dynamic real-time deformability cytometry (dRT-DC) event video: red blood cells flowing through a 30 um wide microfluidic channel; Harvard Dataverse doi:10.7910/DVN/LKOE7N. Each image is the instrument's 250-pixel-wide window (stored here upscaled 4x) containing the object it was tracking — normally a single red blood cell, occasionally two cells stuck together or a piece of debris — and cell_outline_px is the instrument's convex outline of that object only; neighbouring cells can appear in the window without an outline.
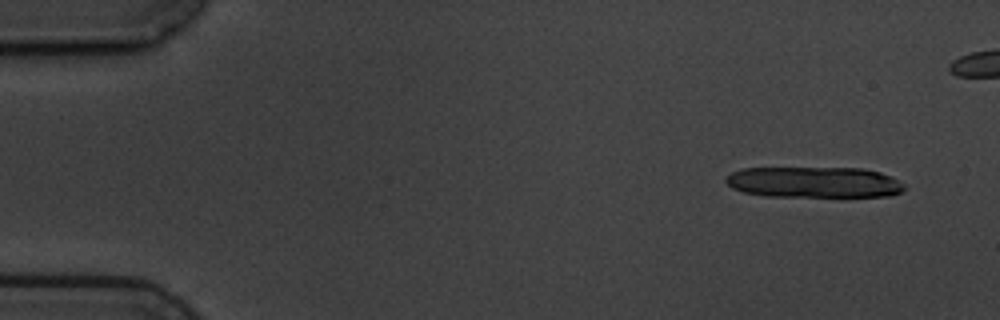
{"species": "common noctule bat (a hibernating species)", "species_latin": "Nyctalus noctula", "temperature_condition": "cold", "stored_images_in_passage": 7, "segment_of_instrument_passage": [1, 2], "camera_frame_rate_fps": 3000, "um_per_image_px": 0.085, "animal": {"sex": "male", "body_mass_g": 19.5, "forearm_length_mm": 54.6}, "frame": {"image": 1, "passage_image": 2, "time_ms": 1.0, "image_size_px": [1000, 320], "cell_outline_px": [[904, 188], [900, 192], [892, 196], [764, 196], [744, 192], [732, 188], [724, 180], [732, 172], [744, 168], [864, 168], [880, 172], [892, 176], [904, 184]], "centroid_in_image_um": [69.21, 15.48], "position_along_channel_um": 15.8, "area_um2": 32.19}}